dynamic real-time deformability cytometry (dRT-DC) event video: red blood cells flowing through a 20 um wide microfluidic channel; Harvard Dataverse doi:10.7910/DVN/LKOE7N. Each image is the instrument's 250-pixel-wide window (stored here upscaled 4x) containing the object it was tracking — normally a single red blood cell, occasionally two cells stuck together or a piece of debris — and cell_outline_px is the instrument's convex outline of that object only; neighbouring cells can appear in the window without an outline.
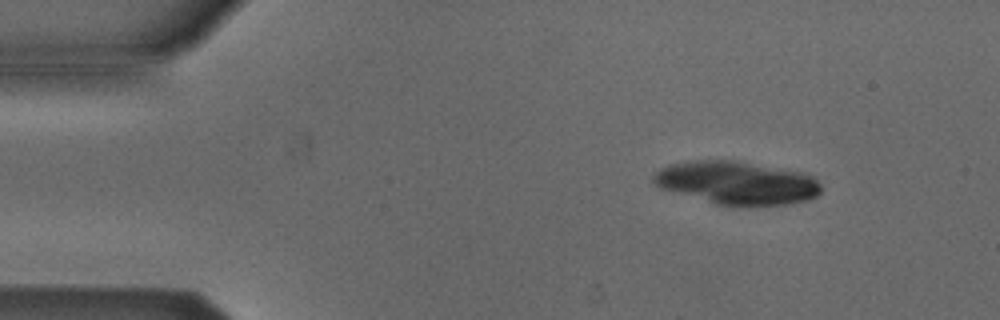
{"species": "Egyptian fruit bat (a non-hibernating species)", "species_latin": "Rousettus aegyptiacus", "temperature_condition": "cold", "stored_images_in_passage": 6, "camera_frame_rate_fps": 3000, "um_per_image_px": 0.085, "animal": {"sex": "male"}, "frame": {"image": 1, "passage_image": 2, "time_ms": 0.333, "image_size_px": [1000, 320], "cell_outline_px": [[820, 192], [816, 196], [804, 200], [788, 204], [716, 204], [660, 188], [652, 184], [652, 176], [660, 168], [668, 164], [692, 160], [736, 160], [804, 172], [812, 176], [820, 184]], "centroid_in_image_um": [62.58, 15.5], "position_along_channel_um": 22.4, "area_um2": 41.79}}
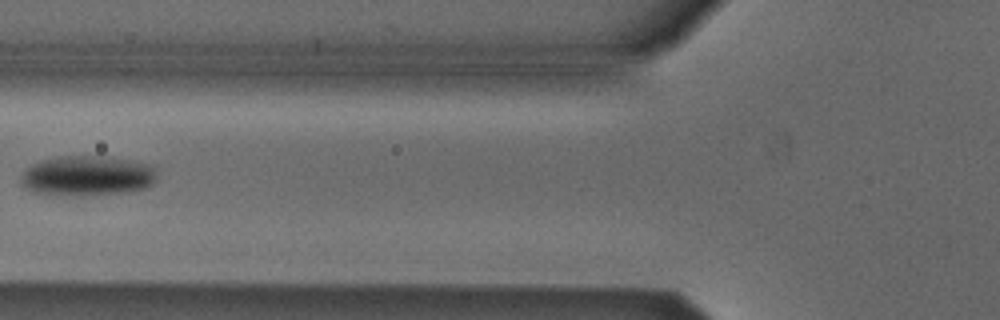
{"frame": {"image": 2, "passage_image": 6, "time_ms": 1.667, "image_size_px": [1000, 320], "cell_outline_px": [[156, 180], [148, 188], [128, 192], [84, 196], [72, 196], [36, 192], [24, 188], [20, 184], [20, 176], [32, 164], [44, 160], [60, 156], [100, 156], [128, 160], [148, 164], [152, 168]], "centroid_in_image_um": [7.39, 14.96], "position_along_channel_um": 118.4, "area_um2": 31.73}}